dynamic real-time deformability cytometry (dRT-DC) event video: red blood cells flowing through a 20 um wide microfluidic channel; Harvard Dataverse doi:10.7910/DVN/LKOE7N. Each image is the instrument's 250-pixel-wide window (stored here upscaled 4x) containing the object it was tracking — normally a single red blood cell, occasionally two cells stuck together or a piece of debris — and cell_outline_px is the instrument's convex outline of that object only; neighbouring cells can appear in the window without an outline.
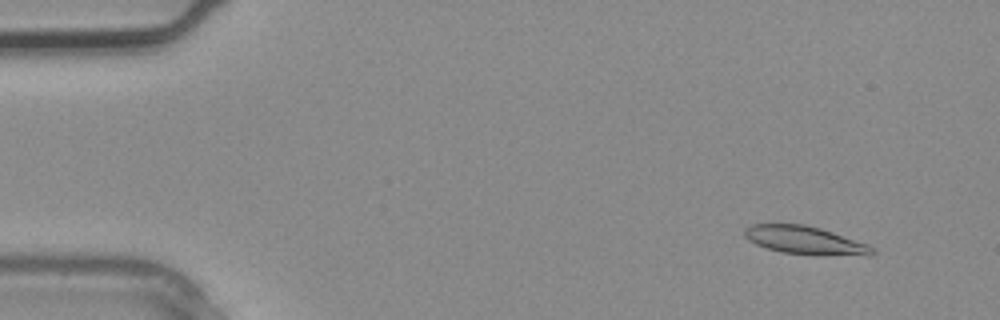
{"species": "common noctule bat (a hibernating species)", "species_latin": "Nyctalus noctula", "temperature_condition": "warm", "stored_images_in_passage": 2, "camera_frame_rate_fps": 3000, "um_per_image_px": 0.085, "animal": {"sex": "male", "body_mass_g": 20.4}, "frame": {"image": 1, "passage_image": 1, "time_ms": 0.0, "image_size_px": [1000, 320], "cell_outline_px": [[876, 252], [872, 256], [816, 256], [780, 252], [756, 244], [748, 240], [744, 236], [744, 228], [752, 224], [804, 224], [820, 228], [868, 244], [876, 248]], "centroid_in_image_um": [68.5, 20.45], "position_along_channel_um": 16.5, "area_um2": 21.44}}
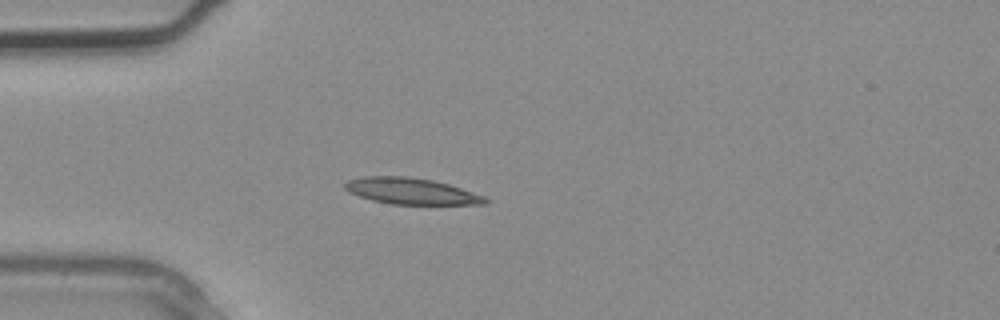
{"frame": {"image": 2, "passage_image": 2, "time_ms": 0.333, "image_size_px": [1000, 320], "cell_outline_px": [[488, 204], [392, 204], [372, 200], [348, 192], [344, 188], [344, 184], [348, 180], [364, 176], [408, 176], [432, 180], [448, 184], [484, 196], [488, 200]], "centroid_in_image_um": [34.92, 16.24], "position_along_channel_um": 50.1, "area_um2": 21.33}}